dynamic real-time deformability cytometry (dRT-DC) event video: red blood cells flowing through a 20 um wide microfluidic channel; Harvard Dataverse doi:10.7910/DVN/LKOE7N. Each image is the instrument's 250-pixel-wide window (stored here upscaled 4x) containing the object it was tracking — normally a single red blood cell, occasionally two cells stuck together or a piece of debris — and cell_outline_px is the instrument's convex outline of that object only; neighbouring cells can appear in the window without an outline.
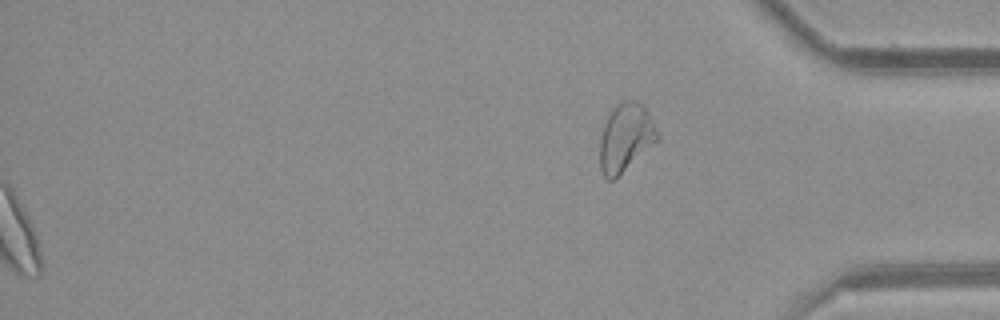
{"species": "common noctule bat (a hibernating species)", "species_latin": "Nyctalus noctula", "temperature_condition": "room temperature", "stored_images_in_passage": 54, "segment_of_instrument_passage": [2, 2], "camera_frame_rate_fps": 3000, "um_per_image_px": 0.085, "animal": {"sex": "female", "body_mass_g": 21.9}, "frame": {"image": 1, "passage_image": 54, "time_ms": 17.667, "image_size_px": [1000, 320], "cell_outline_px": [[660, 140], [612, 180], [608, 180], [604, 176], [600, 168], [600, 136], [604, 124], [612, 108], [616, 104], [632, 100], [636, 100], [644, 104], [660, 136]], "centroid_in_image_um": [53.19, 11.67], "position_along_channel_um": 382.0, "area_um2": 22.83}}